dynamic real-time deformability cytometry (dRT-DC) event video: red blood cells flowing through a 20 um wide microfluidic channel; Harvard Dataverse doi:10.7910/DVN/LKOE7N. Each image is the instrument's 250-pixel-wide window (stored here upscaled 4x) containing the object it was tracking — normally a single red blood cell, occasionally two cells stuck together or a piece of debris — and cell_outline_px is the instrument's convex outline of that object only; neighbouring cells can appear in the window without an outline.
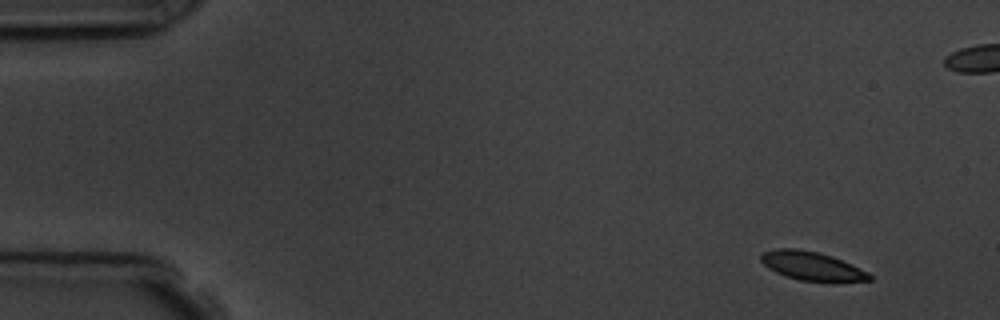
{"species": "common noctule bat (a hibernating species)", "species_latin": "Nyctalus noctula", "temperature_condition": "room temperature", "stored_images_in_passage": 6, "camera_frame_rate_fps": 3000, "um_per_image_px": 0.085, "animal": {"sex": "male", "body_mass_g": 19.5, "forearm_length_mm": 54.6}, "frame": {"image": 1, "passage_image": 1, "time_ms": 0.0, "image_size_px": [1000, 320], "cell_outline_px": [[872, 280], [800, 280], [784, 276], [768, 268], [760, 260], [760, 256], [764, 252], [780, 248], [796, 248], [816, 252], [832, 256], [868, 272], [872, 276]], "centroid_in_image_um": [68.94, 22.59], "position_along_channel_um": 16.1, "area_um2": 17.51}}